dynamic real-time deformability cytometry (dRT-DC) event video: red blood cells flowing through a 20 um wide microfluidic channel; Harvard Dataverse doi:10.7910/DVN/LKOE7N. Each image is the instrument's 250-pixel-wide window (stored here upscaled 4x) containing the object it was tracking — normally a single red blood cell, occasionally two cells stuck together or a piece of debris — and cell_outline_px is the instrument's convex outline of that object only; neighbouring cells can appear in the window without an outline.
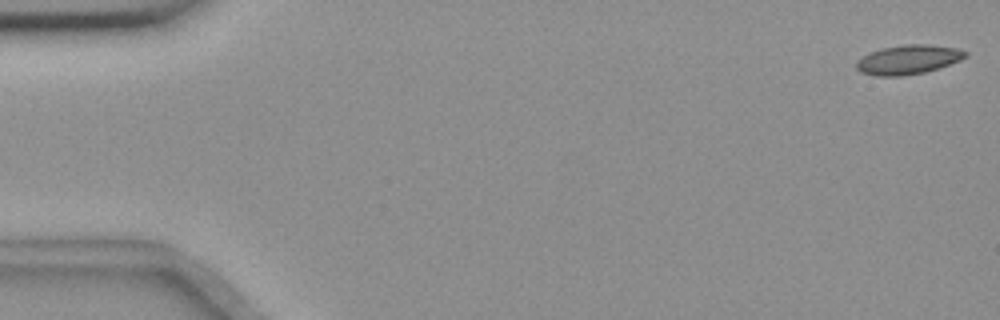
{"species": "common noctule bat (a hibernating species)", "species_latin": "Nyctalus noctula", "temperature_condition": "room temperature", "stored_images_in_passage": 52, "camera_frame_rate_fps": 3000, "um_per_image_px": 0.085, "animal": {"sex": "female", "body_mass_g": 18.4}, "frame": {"image": 1, "passage_image": 1, "time_ms": 0.0, "image_size_px": [1000, 320], "cell_outline_px": [[968, 56], [960, 60], [924, 72], [900, 76], [876, 76], [860, 72], [856, 68], [856, 60], [868, 52], [880, 48], [904, 44], [928, 44], [956, 48], [968, 52]], "centroid_in_image_um": [77.15, 5.05], "position_along_channel_um": 7.9, "area_um2": 18.67}}
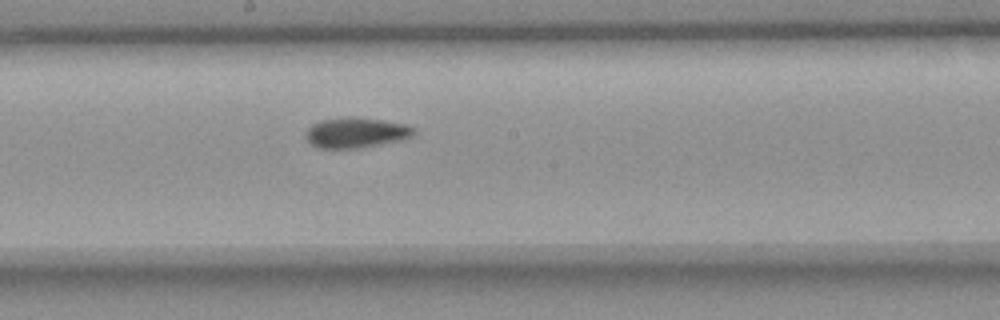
{"frame": {"image": 2, "passage_image": 30, "time_ms": 9.667, "image_size_px": [1000, 320], "cell_outline_px": [[416, 132], [412, 136], [404, 140], [360, 148], [316, 148], [304, 136], [308, 128], [312, 124], [320, 120], [352, 116], [408, 124], [416, 128]], "centroid_in_image_um": [30.3, 11.28], "position_along_channel_um": 217.9, "area_um2": 19.36}}
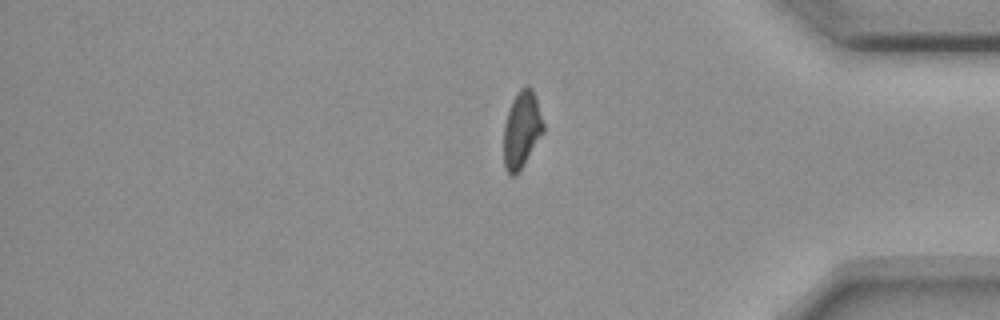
{"frame": {"image": 3, "passage_image": 46, "time_ms": 15.0, "image_size_px": [1000, 320], "cell_outline_px": [[544, 132], [524, 164], [516, 176], [512, 176], [508, 172], [504, 164], [504, 124], [512, 100], [520, 88], [528, 84], [532, 88], [536, 96], [544, 124]], "centroid_in_image_um": [44.36, 11.0], "position_along_channel_um": 390.8, "area_um2": 17.8}, "authors_computed_cell_mechanics": {"area_um2": 18.6116, "velocity_mm_per_s": 3.6561, "shape_relaxation_time_tau1_ms": null, "shape_relaxation_time_tau2_ms": 3.0391, "deformation_change_tau1": null, "deformation_change_tau2": 0.0845}}